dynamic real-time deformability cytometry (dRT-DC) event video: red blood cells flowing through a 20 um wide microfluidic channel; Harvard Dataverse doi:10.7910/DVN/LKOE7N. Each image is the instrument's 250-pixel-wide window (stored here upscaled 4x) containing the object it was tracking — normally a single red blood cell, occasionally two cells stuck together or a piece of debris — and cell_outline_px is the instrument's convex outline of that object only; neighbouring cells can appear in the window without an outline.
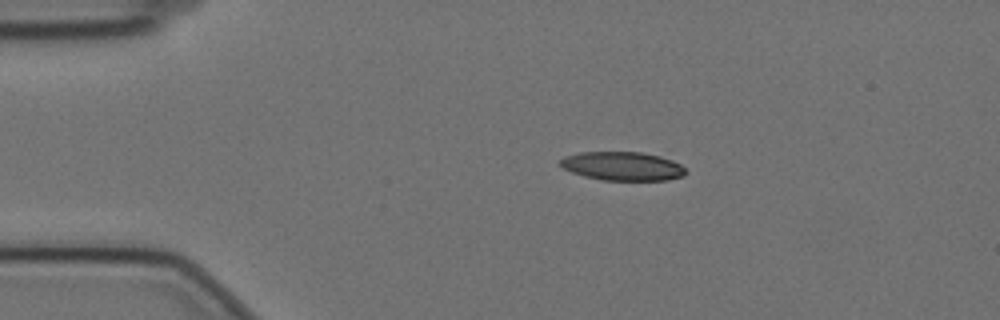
{"species": "Egyptian fruit bat (a non-hibernating species)", "species_latin": "Rousettus aegyptiacus", "temperature_condition": "cold", "stored_images_in_passage": 47, "camera_frame_rate_fps": 3000, "um_per_image_px": 0.085, "animal": {"sex": "female"}, "frame": {"image": 1, "passage_image": 1, "time_ms": 0.0, "image_size_px": [1000, 320], "cell_outline_px": [[688, 172], [684, 176], [668, 180], [604, 180], [584, 176], [572, 172], [564, 168], [560, 164], [560, 160], [564, 156], [580, 152], [640, 152], [660, 156], [672, 160], [680, 164]], "centroid_in_image_um": [52.94, 14.12], "position_along_channel_um": 32.1, "area_um2": 20.98}}
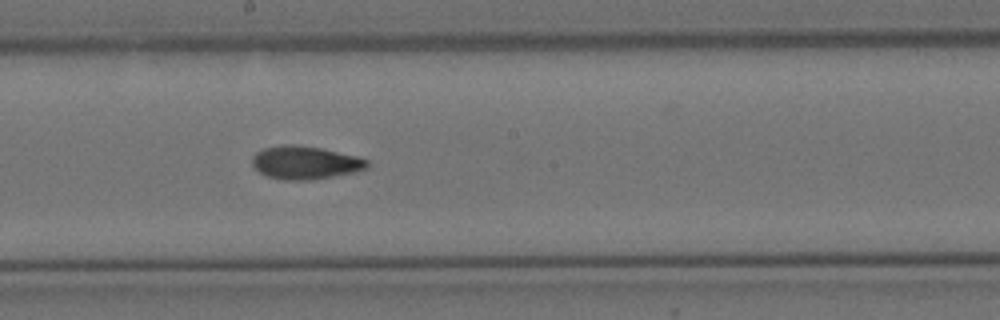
{"frame": {"image": 2, "passage_image": 21, "time_ms": 6.667, "image_size_px": [1000, 320], "cell_outline_px": [[368, 168], [352, 172], [312, 180], [284, 180], [268, 176], [260, 172], [252, 164], [252, 156], [256, 152], [264, 148], [284, 144], [292, 144], [320, 148], [356, 156], [368, 160]], "centroid_in_image_um": [25.92, 13.82], "position_along_channel_um": 222.3, "area_um2": 21.96}}
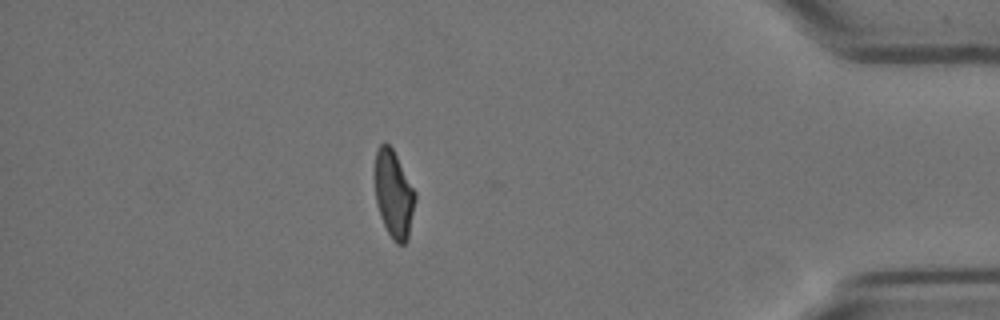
{"frame": {"image": 3, "passage_image": 40, "time_ms": 13.0, "image_size_px": [1000, 320], "cell_outline_px": [[416, 200], [408, 240], [404, 244], [396, 244], [392, 240], [380, 216], [376, 200], [376, 152], [380, 144], [384, 140], [392, 148], [416, 192]], "centroid_in_image_um": [33.49, 16.54], "position_along_channel_um": 401.7, "area_um2": 20.4}, "authors_computed_cell_mechanics": {"area_um2": 21.6172, "velocity_mm_per_s": 3.5117, "shape_relaxation_time_tau1_ms": 10.9067, "shape_relaxation_time_tau2_ms": 2.6134, "deformation_change_tau1": 0.2438, "deformation_change_tau2": 0.0857}}